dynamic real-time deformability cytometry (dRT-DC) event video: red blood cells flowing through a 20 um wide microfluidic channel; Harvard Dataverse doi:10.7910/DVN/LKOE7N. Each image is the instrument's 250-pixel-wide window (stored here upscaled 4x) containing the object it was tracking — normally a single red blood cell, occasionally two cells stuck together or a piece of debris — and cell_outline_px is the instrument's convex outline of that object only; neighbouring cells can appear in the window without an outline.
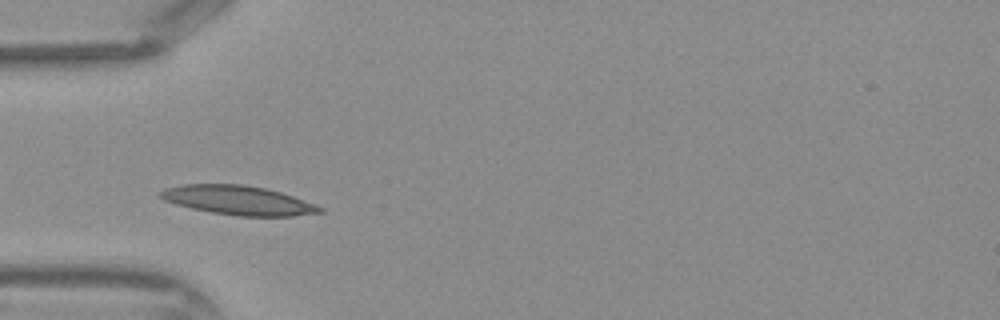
{"species": "Egyptian fruit bat (a non-hibernating species)", "species_latin": "Rousettus aegyptiacus", "temperature_condition": "warm", "stored_images_in_passage": 25, "camera_frame_rate_fps": 3000, "um_per_image_px": 0.085, "frame": {"image": 1, "passage_image": 1, "time_ms": 0.0, "image_size_px": [1000, 320], "cell_outline_px": [[324, 212], [292, 216], [240, 216], [212, 212], [192, 208], [176, 204], [164, 200], [160, 196], [160, 192], [164, 188], [184, 184], [240, 184], [264, 188], [280, 192], [316, 204], [324, 208]], "centroid_in_image_um": [20.27, 17.02], "position_along_channel_um": 64.7, "area_um2": 26.88}}
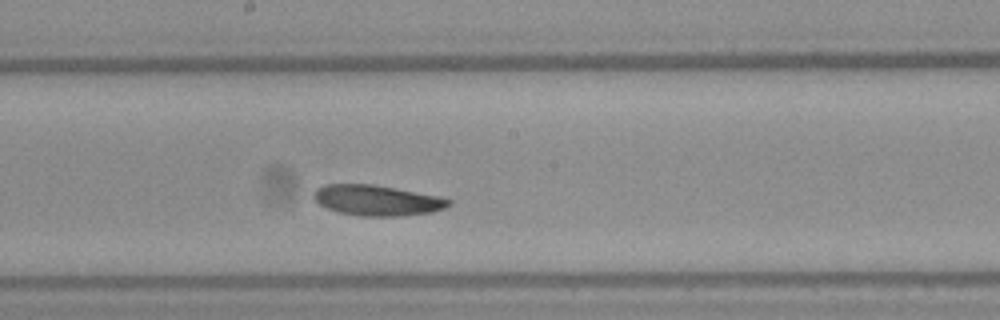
{"frame": {"image": 2, "passage_image": 11, "time_ms": 3.333, "image_size_px": [1000, 320], "cell_outline_px": [[452, 204], [444, 208], [432, 212], [400, 216], [360, 216], [340, 212], [328, 208], [320, 204], [312, 196], [316, 188], [328, 184], [372, 184], [440, 196], [452, 200]], "centroid_in_image_um": [32.08, 17.03], "position_along_channel_um": 216.1, "area_um2": 23.93}}
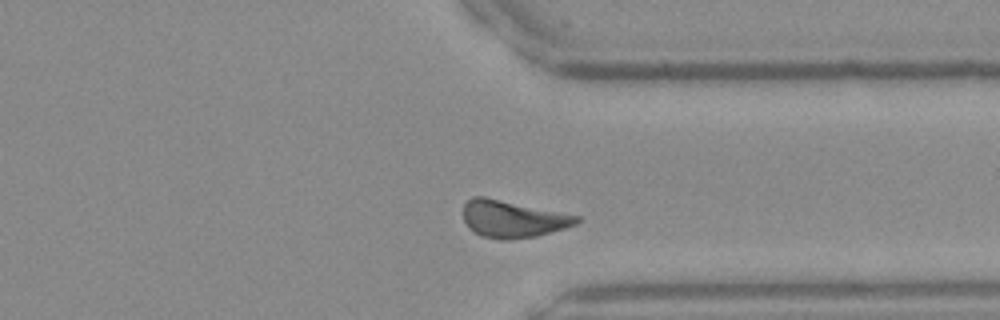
{"frame": {"image": 3, "passage_image": 21, "time_ms": 6.667, "image_size_px": [1000, 320], "cell_outline_px": [[580, 220], [576, 224], [564, 228], [536, 236], [504, 240], [500, 240], [480, 236], [468, 228], [464, 220], [464, 204], [472, 196], [484, 196], [580, 216]], "centroid_in_image_um": [43.55, 18.61], "position_along_channel_um": 367.8, "area_um2": 24.45}}